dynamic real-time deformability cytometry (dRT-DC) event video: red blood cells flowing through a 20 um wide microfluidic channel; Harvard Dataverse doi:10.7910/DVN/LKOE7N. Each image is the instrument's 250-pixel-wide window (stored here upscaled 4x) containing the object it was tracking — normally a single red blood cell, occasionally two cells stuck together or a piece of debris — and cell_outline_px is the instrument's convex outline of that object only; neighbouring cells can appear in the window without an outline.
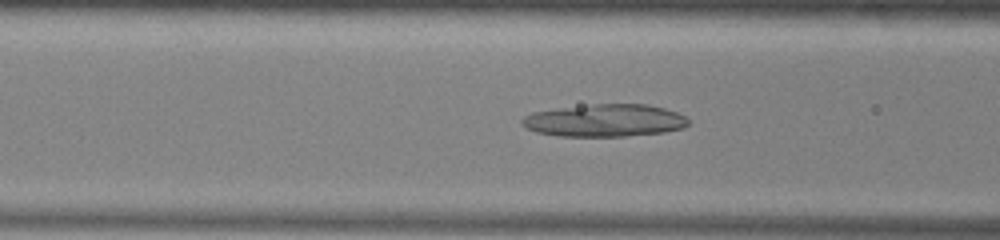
{"species": "common noctule bat (a hibernating species)", "species_latin": "Nyctalus noctula", "temperature_condition": "warm", "stored_images_in_passage": 46, "camera_frame_rate_fps": 3000, "um_per_image_px": 0.085, "animal": {"sex": "male", "body_mass_g": 13.0, "forearm_length_mm": 53.1}, "frame": {"image": 1, "passage_image": 14, "time_ms": 4.333, "image_size_px": [1000, 240], "cell_outline_px": [[688, 124], [684, 128], [664, 132], [624, 136], [560, 136], [536, 132], [520, 124], [520, 120], [524, 116], [532, 112], [560, 108], [592, 104], [648, 104], [664, 108], [676, 112], [684, 116], [688, 120]], "centroid_in_image_um": [51.4, 10.24], "position_along_channel_um": 115.2, "area_um2": 31.44}}
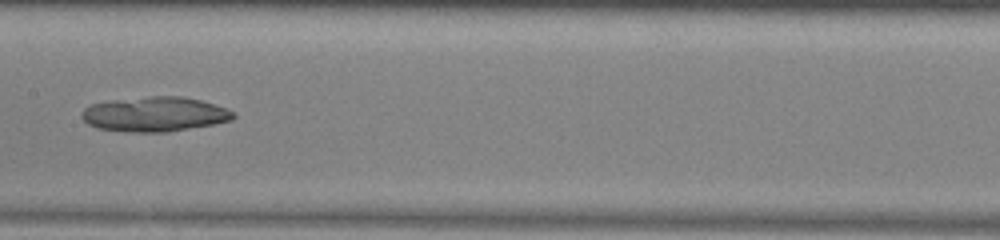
{"frame": {"image": 2, "passage_image": 20, "time_ms": 6.333, "image_size_px": [1000, 240], "cell_outline_px": [[236, 116], [232, 120], [212, 124], [168, 132], [132, 132], [96, 128], [88, 124], [80, 116], [84, 108], [92, 104], [112, 100], [148, 96], [184, 96], [200, 100], [236, 112]], "centroid_in_image_um": [13.14, 9.7], "position_along_channel_um": 194.3, "area_um2": 30.63}}
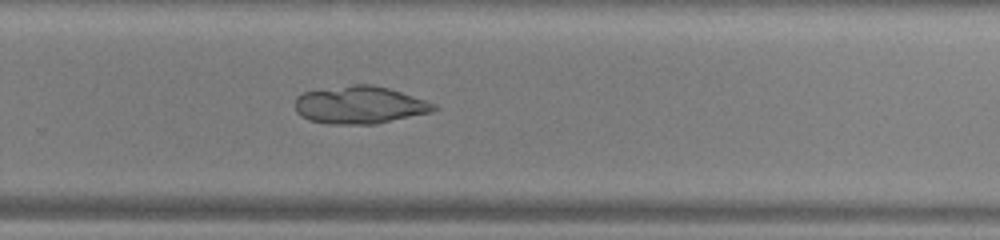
{"frame": {"image": 3, "passage_image": 28, "time_ms": 9.0, "image_size_px": [1000, 240], "cell_outline_px": [[436, 108], [432, 112], [376, 124], [328, 124], [308, 120], [300, 116], [296, 112], [296, 96], [304, 92], [352, 84], [372, 84], [388, 88], [436, 104]], "centroid_in_image_um": [30.55, 8.93], "position_along_channel_um": 299.3, "area_um2": 30.35}}